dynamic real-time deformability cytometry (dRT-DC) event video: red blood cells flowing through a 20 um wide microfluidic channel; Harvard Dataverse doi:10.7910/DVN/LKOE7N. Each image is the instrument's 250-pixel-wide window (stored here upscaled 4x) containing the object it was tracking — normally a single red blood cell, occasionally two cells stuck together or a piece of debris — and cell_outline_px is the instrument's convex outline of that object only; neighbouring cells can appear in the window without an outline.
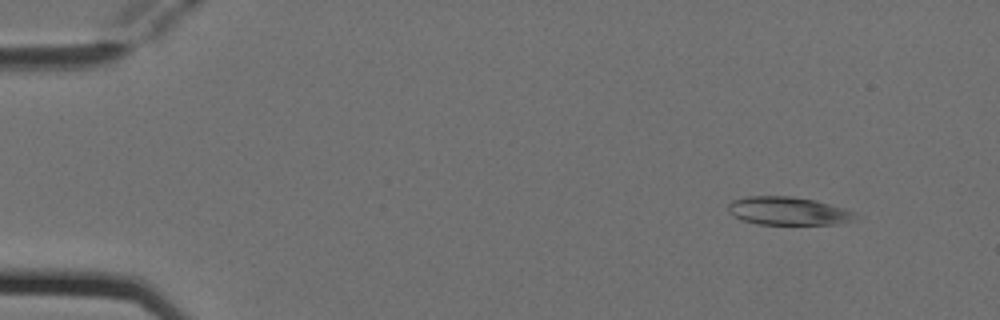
{"species": "Egyptian fruit bat (a non-hibernating species)", "species_latin": "Rousettus aegyptiacus", "temperature_condition": "cold", "stored_images_in_passage": 4, "camera_frame_rate_fps": 3000, "um_per_image_px": 0.085, "animal": {"sex": "female"}, "frame": {"image": 1, "passage_image": 2, "time_ms": 0.333, "image_size_px": [1000, 320], "cell_outline_px": [[856, 212], [852, 220], [840, 224], [756, 224], [740, 220], [728, 212], [728, 204], [732, 200], [748, 196], [792, 196], [816, 200], [848, 208]], "centroid_in_image_um": [66.99, 17.92], "position_along_channel_um": 18.0, "area_um2": 21.15}}
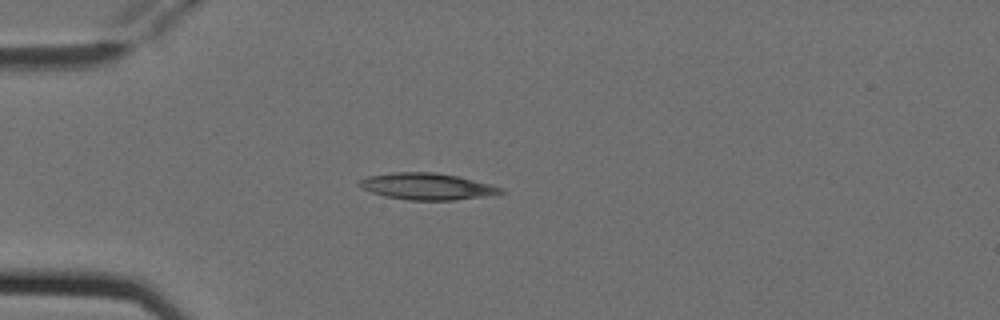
{"frame": {"image": 2, "passage_image": 4, "time_ms": 1.0, "image_size_px": [1000, 320], "cell_outline_px": [[504, 192], [456, 200], [408, 200], [384, 196], [360, 188], [356, 184], [360, 180], [368, 176], [392, 172], [432, 172], [456, 176], [504, 188]], "centroid_in_image_um": [36.2, 15.84], "position_along_channel_um": 48.8, "area_um2": 21.62}}